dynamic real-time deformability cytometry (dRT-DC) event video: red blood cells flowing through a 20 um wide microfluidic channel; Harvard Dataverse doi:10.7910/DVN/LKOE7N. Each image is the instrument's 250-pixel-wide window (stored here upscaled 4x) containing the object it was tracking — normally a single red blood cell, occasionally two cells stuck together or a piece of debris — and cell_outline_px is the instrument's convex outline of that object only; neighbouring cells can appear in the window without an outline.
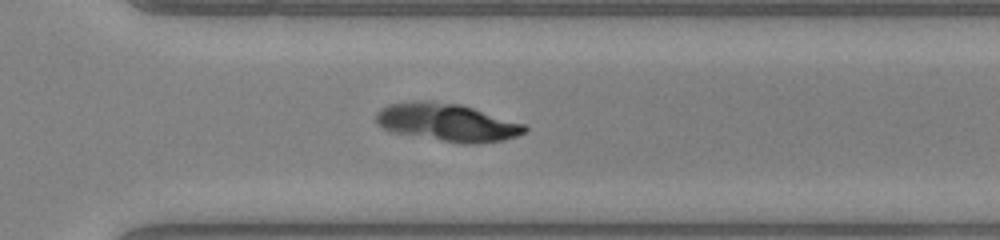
{"species": "common noctule bat (a hibernating species)", "species_latin": "Nyctalus noctula", "temperature_condition": "warm", "stored_images_in_passage": 48, "segment_of_instrument_passage": [2, 2], "camera_frame_rate_fps": 3000, "um_per_image_px": 0.085, "animal": {"sex": "male", "body_mass_g": 20.0, "forearm_length_mm": 53.3}, "frame": {"image": 1, "passage_image": 33, "time_ms": 10.667, "image_size_px": [1000, 240], "cell_outline_px": [[528, 128], [524, 132], [516, 136], [504, 140], [476, 144], [460, 144], [392, 132], [376, 124], [376, 112], [380, 108], [388, 104], [416, 100], [432, 100], [460, 104], [524, 124]], "centroid_in_image_um": [37.97, 10.4], "position_along_channel_um": 332.6, "area_um2": 32.95}}
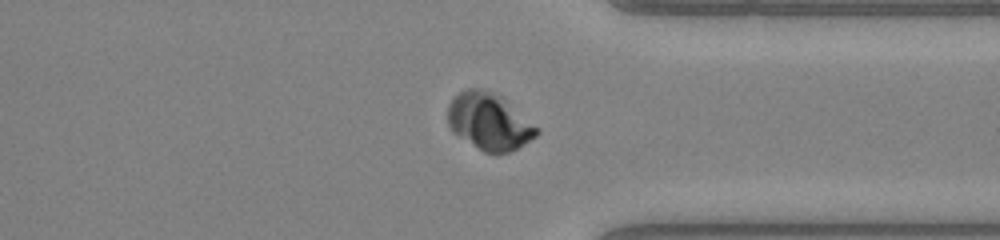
{"frame": {"image": 2, "passage_image": 36, "time_ms": 11.667, "image_size_px": [1000, 240], "cell_outline_px": [[540, 132], [536, 136], [516, 148], [508, 152], [496, 156], [484, 152], [452, 132], [448, 124], [448, 104], [460, 92], [468, 88], [476, 88], [492, 92], [500, 96], [540, 128]], "centroid_in_image_um": [41.58, 10.36], "position_along_channel_um": 369.8, "area_um2": 29.3}}